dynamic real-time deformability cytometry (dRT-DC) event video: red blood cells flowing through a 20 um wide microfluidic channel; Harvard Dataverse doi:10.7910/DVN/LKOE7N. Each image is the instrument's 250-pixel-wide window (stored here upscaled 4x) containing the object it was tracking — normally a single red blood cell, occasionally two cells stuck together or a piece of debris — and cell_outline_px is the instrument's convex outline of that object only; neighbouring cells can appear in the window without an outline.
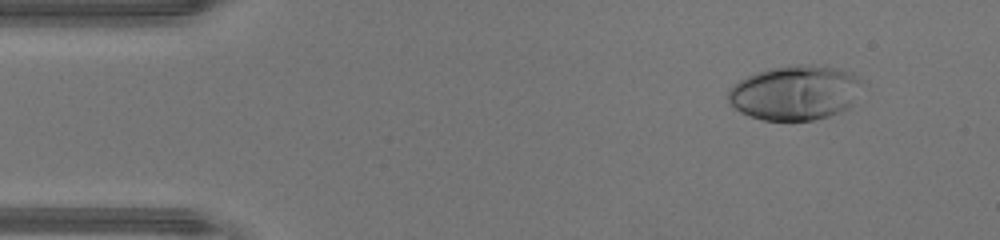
{"species": "human", "species_latin": "Homo sapiens", "temperature_condition": "warm", "stored_images_in_passage": 47, "camera_frame_rate_fps": 3000, "um_per_image_px": 0.085, "donor": {"sex": "male"}, "frame": {"image": 1, "passage_image": 5, "time_ms": 1.333, "image_size_px": [1000, 240], "cell_outline_px": [[860, 80], [848, 108], [840, 112], [828, 116], [812, 120], [764, 120], [740, 112], [728, 100], [728, 92], [740, 80], [756, 72], [768, 68], [800, 64], [812, 64], [852, 72]], "centroid_in_image_um": [67.53, 7.87], "position_along_channel_um": 17.5, "area_um2": 41.79}}
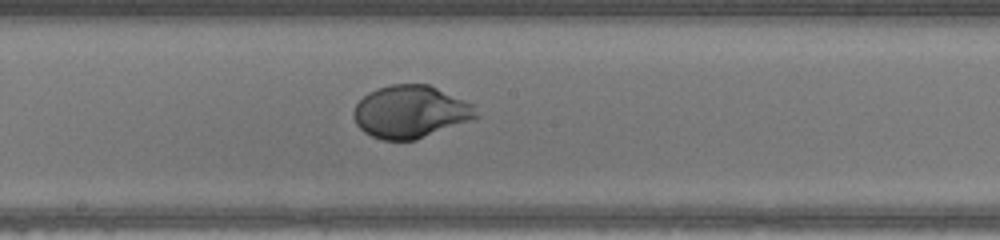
{"frame": {"image": 2, "passage_image": 25, "time_ms": 8.0, "image_size_px": [1000, 240], "cell_outline_px": [[480, 116], [472, 120], [416, 140], [384, 140], [372, 136], [364, 132], [356, 124], [352, 116], [352, 112], [356, 104], [368, 92], [376, 88], [392, 84], [428, 84], [464, 100], [472, 104]], "centroid_in_image_um": [34.87, 9.5], "position_along_channel_um": 213.3, "area_um2": 37.57}}
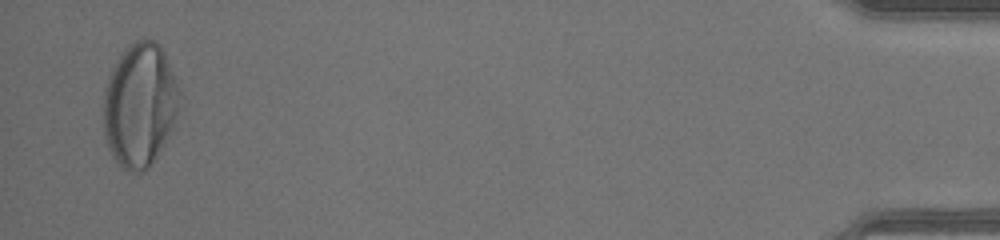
{"frame": {"image": 3, "passage_image": 46, "time_ms": 15.0, "image_size_px": [1000, 240], "cell_outline_px": [[180, 92], [176, 112], [172, 128], [152, 164], [144, 172], [132, 172], [120, 168], [112, 156], [108, 148], [104, 136], [104, 92], [108, 76], [112, 68], [128, 44], [136, 40], [156, 40], [160, 44], [164, 52]], "centroid_in_image_um": [11.85, 8.95], "position_along_channel_um": 423.3, "area_um2": 54.62}, "authors_computed_cell_mechanics": {"area_um2": 39.6508, "velocity_mm_per_s": 4.3446, "shape_relaxation_time_tau1_ms": 2.5582, "shape_relaxation_time_tau2_ms": null, "deformation_change_tau1": 0.1995, "deformation_change_tau2": null}}